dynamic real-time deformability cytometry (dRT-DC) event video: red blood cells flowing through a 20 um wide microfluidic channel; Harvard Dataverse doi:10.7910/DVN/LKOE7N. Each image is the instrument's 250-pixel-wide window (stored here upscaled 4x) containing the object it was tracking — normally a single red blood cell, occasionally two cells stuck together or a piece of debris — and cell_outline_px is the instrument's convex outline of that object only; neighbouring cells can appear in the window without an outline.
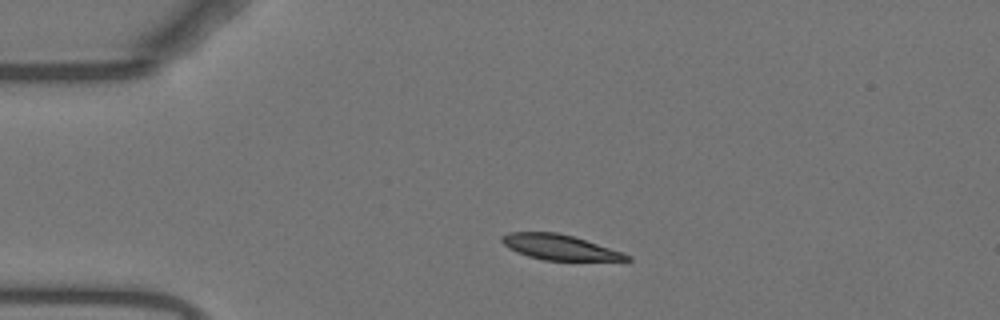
{"species": "Egyptian fruit bat (a non-hibernating species)", "species_latin": "Rousettus aegyptiacus", "temperature_condition": "warm", "stored_images_in_passage": 44, "camera_frame_rate_fps": 3000, "um_per_image_px": 0.085, "animal": {"sex": "female"}, "frame": {"image": 1, "passage_image": 1, "time_ms": 0.0, "image_size_px": [1000, 320], "cell_outline_px": [[632, 260], [544, 260], [528, 256], [516, 252], [508, 248], [500, 240], [500, 236], [508, 232], [556, 232], [572, 236], [632, 256]], "centroid_in_image_um": [47.47, 21.01], "position_along_channel_um": 37.5, "area_um2": 18.03}}
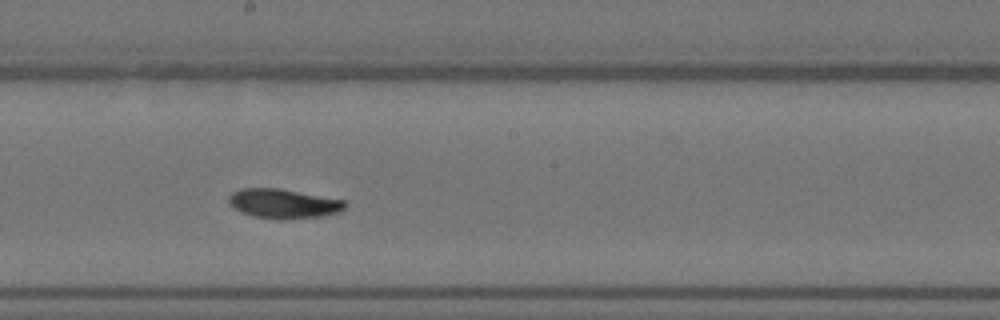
{"frame": {"image": 2, "passage_image": 19, "time_ms": 6.0, "image_size_px": [1000, 320], "cell_outline_px": [[348, 204], [340, 212], [324, 216], [288, 220], [280, 220], [252, 216], [236, 208], [228, 200], [228, 196], [232, 192], [240, 188], [280, 188], [348, 200]], "centroid_in_image_um": [24.18, 17.31], "position_along_channel_um": 224.0, "area_um2": 20.35}}
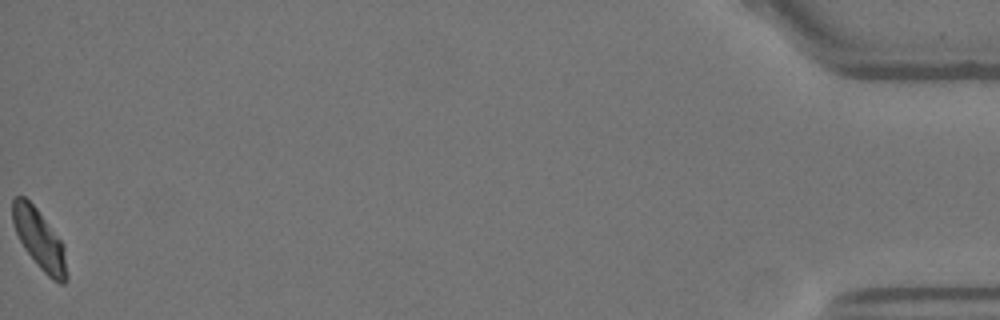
{"frame": {"image": 3, "passage_image": 44, "time_ms": 14.333, "image_size_px": [1000, 320], "cell_outline_px": [[68, 280], [64, 284], [60, 284], [52, 280], [36, 264], [24, 248], [12, 224], [12, 200], [16, 196], [24, 196], [36, 208], [64, 244], [68, 276]], "centroid_in_image_um": [3.37, 20.39], "position_along_channel_um": 431.8, "area_um2": 18.96}, "authors_computed_cell_mechanics": {"area_um2": 19.8543, "velocity_mm_per_s": 3.689, "shape_relaxation_time_tau1_ms": 4.5007, "shape_relaxation_time_tau2_ms": 2.722, "deformation_change_tau1": 0.1662, "deformation_change_tau2": 0.0673}}